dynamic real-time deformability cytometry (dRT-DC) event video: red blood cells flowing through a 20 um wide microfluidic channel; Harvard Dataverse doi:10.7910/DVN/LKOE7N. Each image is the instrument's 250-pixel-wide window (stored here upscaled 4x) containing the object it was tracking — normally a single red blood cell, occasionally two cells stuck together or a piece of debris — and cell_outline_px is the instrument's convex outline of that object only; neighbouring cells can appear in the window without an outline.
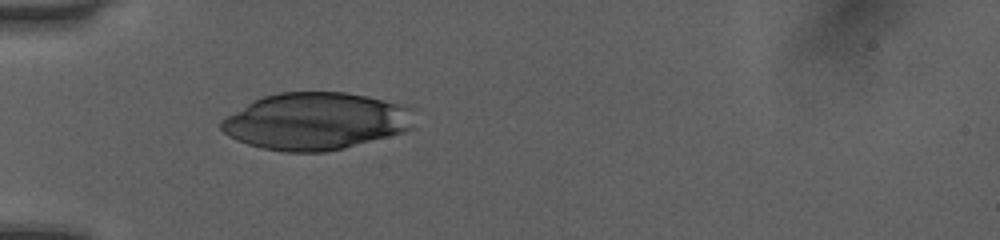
{"species": "human", "species_latin": "Homo sapiens", "temperature_condition": "room temperature", "stored_images_in_passage": 28, "camera_frame_rate_fps": 3000, "um_per_image_px": 0.085, "donor": {"sex": "female"}, "frame": {"image": 1, "passage_image": 1, "time_ms": 0.0, "image_size_px": [1000, 240], "cell_outline_px": [[412, 128], [404, 132], [344, 148], [324, 152], [284, 152], [264, 148], [248, 144], [236, 140], [228, 136], [220, 128], [220, 124], [228, 116], [252, 100], [264, 96], [280, 92], [344, 92], [368, 96], [412, 108]], "centroid_in_image_um": [26.83, 10.3], "position_along_channel_um": 58.2, "area_um2": 63.98}}